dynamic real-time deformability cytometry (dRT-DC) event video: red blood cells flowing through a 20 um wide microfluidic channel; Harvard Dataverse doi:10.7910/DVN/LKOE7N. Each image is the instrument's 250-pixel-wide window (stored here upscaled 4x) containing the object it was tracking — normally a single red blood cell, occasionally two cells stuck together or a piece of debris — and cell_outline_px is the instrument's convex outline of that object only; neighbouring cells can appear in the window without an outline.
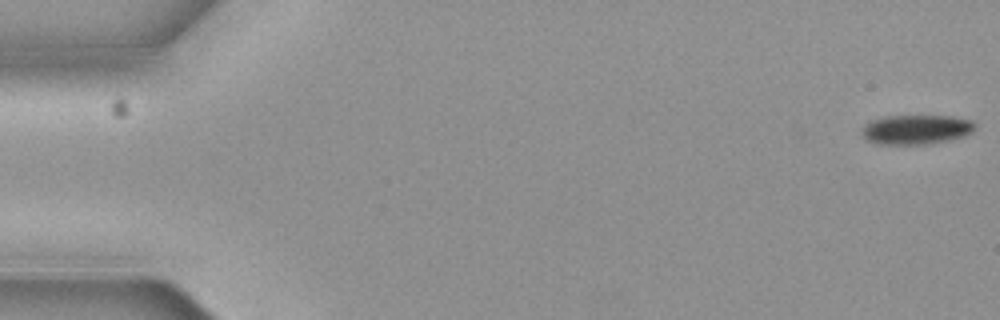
{"species": "common noctule bat (a hibernating species)", "species_latin": "Nyctalus noctula", "temperature_condition": "cold", "stored_images_in_passage": 5, "camera_frame_rate_fps": 3000, "um_per_image_px": 0.085, "animal": {"sex": "female", "body_mass_g": 19.3, "forearm_length_mm": 54.1}, "frame": {"image": 1, "passage_image": 1, "time_ms": 0.0, "image_size_px": [1000, 320], "cell_outline_px": [[976, 128], [972, 132], [964, 136], [948, 140], [924, 144], [876, 144], [868, 140], [860, 132], [868, 124], [876, 120], [888, 116], [952, 116], [972, 120], [976, 124]], "centroid_in_image_um": [77.95, 11.01], "position_along_channel_um": 7.1, "area_um2": 19.19}}
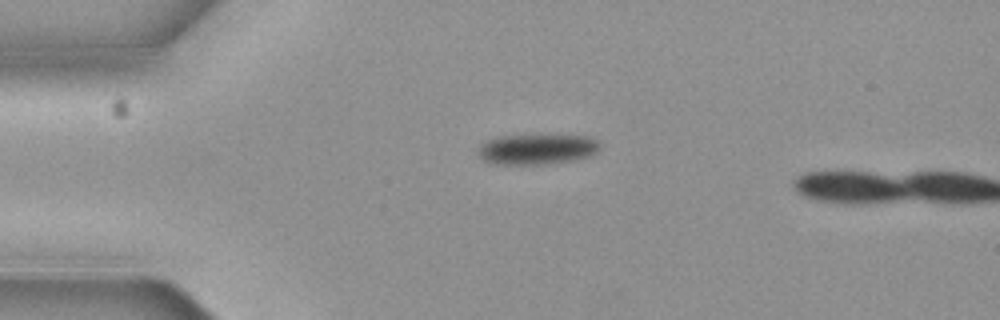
{"frame": {"image": 2, "passage_image": 4, "time_ms": 1.0, "image_size_px": [1000, 320], "cell_outline_px": [[600, 148], [596, 152], [588, 156], [572, 160], [552, 164], [492, 164], [484, 160], [476, 152], [476, 148], [480, 144], [496, 136], [584, 136], [596, 140], [600, 144]], "centroid_in_image_um": [45.58, 12.7], "position_along_channel_um": 39.4, "area_um2": 21.44}}